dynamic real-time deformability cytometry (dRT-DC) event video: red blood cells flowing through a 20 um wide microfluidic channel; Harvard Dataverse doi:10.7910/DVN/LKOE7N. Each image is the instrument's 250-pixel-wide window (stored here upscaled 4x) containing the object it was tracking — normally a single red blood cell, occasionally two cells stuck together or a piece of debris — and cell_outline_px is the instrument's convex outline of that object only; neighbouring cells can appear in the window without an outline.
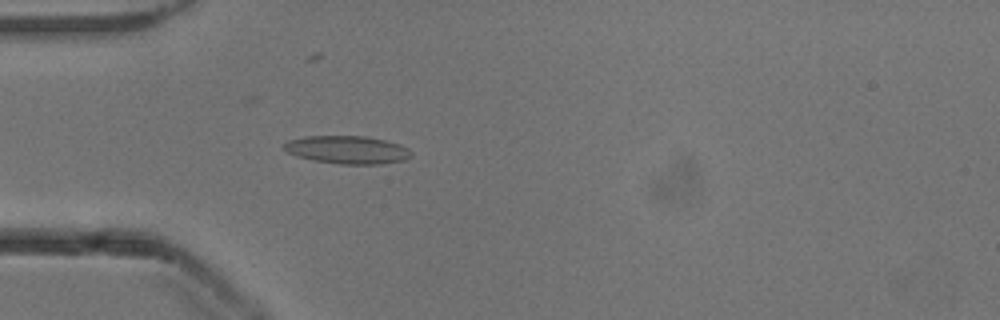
{"species": "common noctule bat (a hibernating species)", "species_latin": "Nyctalus noctula", "temperature_condition": "cold", "stored_images_in_passage": 45, "camera_frame_rate_fps": 3000, "um_per_image_px": 0.085, "animal": {"sex": "male", "body_mass_g": 13.3}, "frame": {"image": 1, "passage_image": 8, "time_ms": 2.333, "image_size_px": [1000, 320], "cell_outline_px": [[412, 156], [404, 160], [380, 164], [340, 164], [312, 160], [296, 156], [288, 152], [284, 148], [284, 144], [288, 140], [304, 136], [364, 136], [384, 140], [400, 144], [408, 148], [412, 152]], "centroid_in_image_um": [29.53, 12.73], "position_along_channel_um": 55.5, "area_um2": 20.75}}
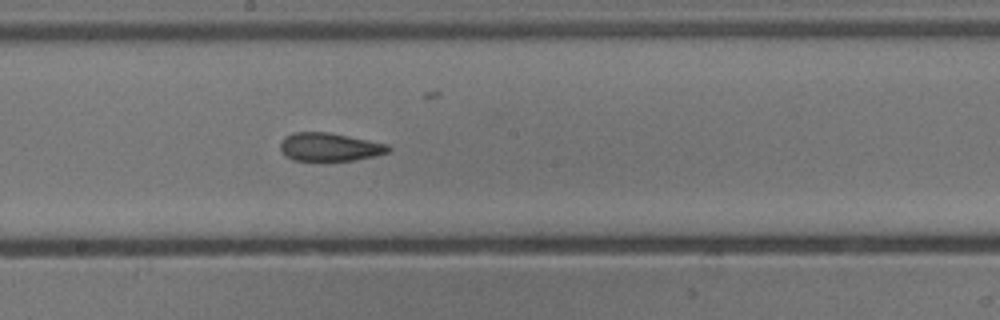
{"frame": {"image": 2, "passage_image": 21, "time_ms": 6.667, "image_size_px": [1000, 320], "cell_outline_px": [[392, 148], [388, 152], [376, 156], [352, 160], [292, 160], [284, 156], [280, 148], [280, 144], [284, 136], [292, 132], [328, 132], [388, 144]], "centroid_in_image_um": [27.99, 12.49], "position_along_channel_um": 220.2, "area_um2": 17.8}}
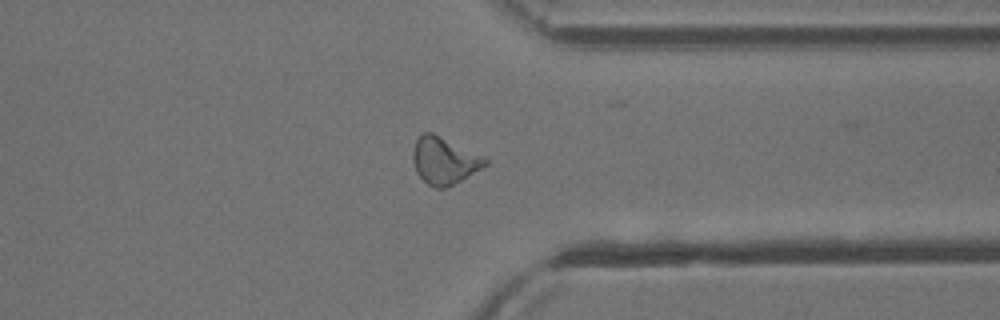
{"frame": {"image": 3, "passage_image": 33, "time_ms": 10.667, "image_size_px": [1000, 320], "cell_outline_px": [[488, 164], [460, 180], [444, 188], [436, 188], [428, 184], [416, 172], [412, 156], [412, 152], [416, 140], [424, 132], [432, 132], [484, 156], [488, 160]], "centroid_in_image_um": [37.75, 13.63], "position_along_channel_um": 373.7, "area_um2": 19.48}, "authors_computed_cell_mechanics": {"area_um2": 18.785, "velocity_mm_per_s": 3.9227, "shape_relaxation_time_tau1_ms": 9.0483, "shape_relaxation_time_tau2_ms": 2.4717, "deformation_change_tau1": 0.2318, "deformation_change_tau2": 0.1089}}